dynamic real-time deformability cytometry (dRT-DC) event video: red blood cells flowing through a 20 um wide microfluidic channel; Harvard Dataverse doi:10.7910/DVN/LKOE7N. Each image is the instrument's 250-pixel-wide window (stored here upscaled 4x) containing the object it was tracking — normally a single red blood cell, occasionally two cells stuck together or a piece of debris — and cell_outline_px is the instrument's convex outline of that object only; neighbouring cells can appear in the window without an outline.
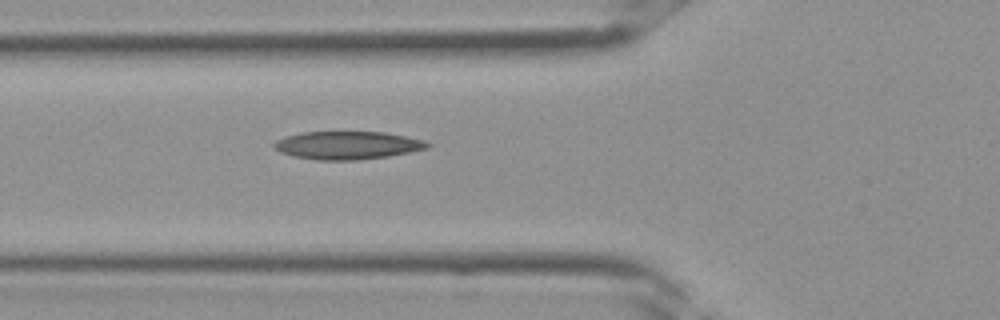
{"species": "Egyptian fruit bat (a non-hibernating species)", "species_latin": "Rousettus aegyptiacus", "temperature_condition": "room temperature", "stored_images_in_passage": 4, "camera_frame_rate_fps": 3000, "um_per_image_px": 0.085, "frame": {"image": 1, "passage_image": 4, "time_ms": 1.0, "image_size_px": [1000, 320], "cell_outline_px": [[432, 144], [428, 148], [388, 156], [356, 160], [316, 160], [292, 156], [280, 152], [272, 148], [272, 144], [276, 140], [284, 136], [300, 132], [384, 132], [424, 140]], "centroid_in_image_um": [29.47, 12.35], "position_along_channel_um": 96.3, "area_um2": 25.14}}